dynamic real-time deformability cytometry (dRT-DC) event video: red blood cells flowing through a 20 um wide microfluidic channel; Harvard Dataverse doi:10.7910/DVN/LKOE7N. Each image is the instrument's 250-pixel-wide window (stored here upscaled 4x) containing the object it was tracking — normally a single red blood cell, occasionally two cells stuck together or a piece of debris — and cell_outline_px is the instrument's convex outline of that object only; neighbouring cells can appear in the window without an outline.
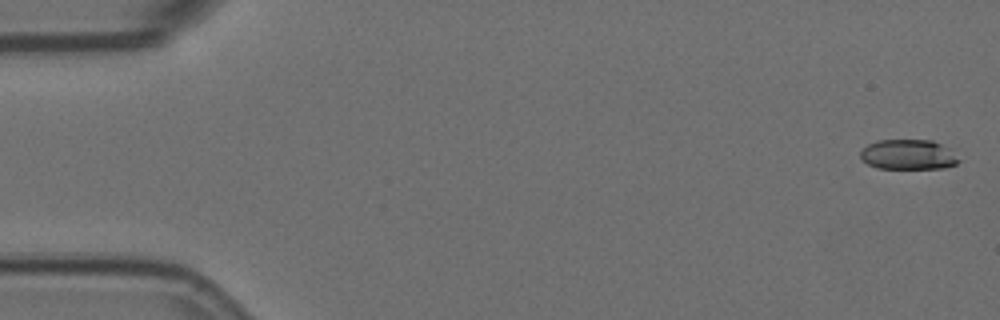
{"species": "Egyptian fruit bat (a non-hibernating species)", "species_latin": "Rousettus aegyptiacus", "temperature_condition": "room temperature", "stored_images_in_passage": 9, "camera_frame_rate_fps": 3000, "um_per_image_px": 0.085, "animal": {"sex": "female"}, "frame": {"image": 1, "passage_image": 1, "time_ms": 0.0, "image_size_px": [1000, 320], "cell_outline_px": [[960, 160], [956, 164], [944, 168], [876, 168], [860, 160], [860, 152], [868, 144], [876, 140], [932, 140], [948, 148]], "centroid_in_image_um": [77.16, 13.14], "position_along_channel_um": 7.8, "area_um2": 17.17}}
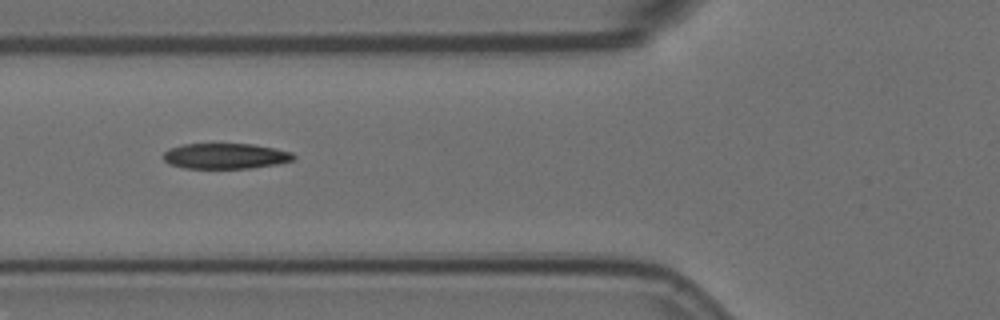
{"frame": {"image": 2, "passage_image": 7, "time_ms": 2.0, "image_size_px": [1000, 320], "cell_outline_px": [[296, 156], [292, 160], [280, 164], [252, 168], [184, 168], [168, 164], [164, 160], [164, 152], [168, 148], [184, 144], [252, 144], [292, 152]], "centroid_in_image_um": [19.15, 13.27], "position_along_channel_um": 106.6, "area_um2": 19.42}}
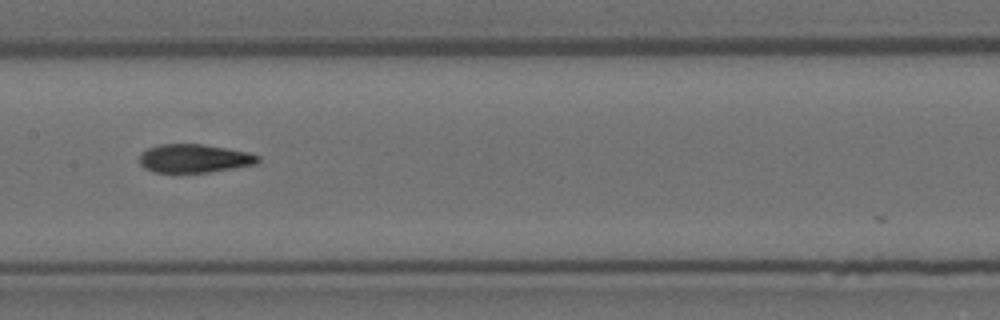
{"frame": {"image": 3, "passage_image": 9, "time_ms": 2.667, "image_size_px": [1000, 320], "cell_outline_px": [[260, 160], [256, 164], [208, 172], [152, 172], [144, 168], [140, 164], [140, 152], [156, 144], [204, 144], [228, 148], [248, 152], [260, 156]], "centroid_in_image_um": [16.49, 13.45], "position_along_channel_um": 190.9, "area_um2": 19.77}}